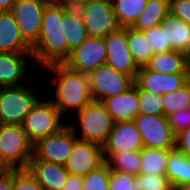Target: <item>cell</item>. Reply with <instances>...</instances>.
<instances>
[{
    "mask_svg": "<svg viewBox=\"0 0 190 190\" xmlns=\"http://www.w3.org/2000/svg\"><path fill=\"white\" fill-rule=\"evenodd\" d=\"M41 70H43L42 73L46 70L48 72L49 70V72L53 75H50L51 79L49 82H51L49 86L53 85L54 87H48V93L50 94L46 93L44 89L40 90V86L36 87H39V91H43L47 94L46 97L54 103L61 116L64 119H68L67 122L70 119L69 115H74L92 101L89 91L88 76L86 74L72 70L63 63L50 64L43 67ZM50 90H52L51 92L53 94Z\"/></svg>",
    "mask_w": 190,
    "mask_h": 190,
    "instance_id": "1",
    "label": "cell"
},
{
    "mask_svg": "<svg viewBox=\"0 0 190 190\" xmlns=\"http://www.w3.org/2000/svg\"><path fill=\"white\" fill-rule=\"evenodd\" d=\"M62 9L51 0L43 12L40 36L32 46L34 67L38 70L54 63H64L67 59V44L63 42ZM37 63V64H36Z\"/></svg>",
    "mask_w": 190,
    "mask_h": 190,
    "instance_id": "2",
    "label": "cell"
},
{
    "mask_svg": "<svg viewBox=\"0 0 190 190\" xmlns=\"http://www.w3.org/2000/svg\"><path fill=\"white\" fill-rule=\"evenodd\" d=\"M75 115L67 123L75 137L82 141L103 146L115 123L105 106L100 101L92 100ZM73 119L75 120L74 122Z\"/></svg>",
    "mask_w": 190,
    "mask_h": 190,
    "instance_id": "3",
    "label": "cell"
},
{
    "mask_svg": "<svg viewBox=\"0 0 190 190\" xmlns=\"http://www.w3.org/2000/svg\"><path fill=\"white\" fill-rule=\"evenodd\" d=\"M33 143L22 125L0 123V169H27Z\"/></svg>",
    "mask_w": 190,
    "mask_h": 190,
    "instance_id": "4",
    "label": "cell"
},
{
    "mask_svg": "<svg viewBox=\"0 0 190 190\" xmlns=\"http://www.w3.org/2000/svg\"><path fill=\"white\" fill-rule=\"evenodd\" d=\"M0 88V123L22 125L32 107L42 97L36 84ZM35 85V86H34Z\"/></svg>",
    "mask_w": 190,
    "mask_h": 190,
    "instance_id": "5",
    "label": "cell"
},
{
    "mask_svg": "<svg viewBox=\"0 0 190 190\" xmlns=\"http://www.w3.org/2000/svg\"><path fill=\"white\" fill-rule=\"evenodd\" d=\"M66 124L67 119L61 116L54 103L43 93L25 117L22 127L34 144L41 138L57 133Z\"/></svg>",
    "mask_w": 190,
    "mask_h": 190,
    "instance_id": "6",
    "label": "cell"
},
{
    "mask_svg": "<svg viewBox=\"0 0 190 190\" xmlns=\"http://www.w3.org/2000/svg\"><path fill=\"white\" fill-rule=\"evenodd\" d=\"M89 91L93 101H102L129 90L135 84V78L111 68L100 65L88 75Z\"/></svg>",
    "mask_w": 190,
    "mask_h": 190,
    "instance_id": "7",
    "label": "cell"
},
{
    "mask_svg": "<svg viewBox=\"0 0 190 190\" xmlns=\"http://www.w3.org/2000/svg\"><path fill=\"white\" fill-rule=\"evenodd\" d=\"M51 0H17L12 13L22 38L32 47L40 36L43 12Z\"/></svg>",
    "mask_w": 190,
    "mask_h": 190,
    "instance_id": "8",
    "label": "cell"
},
{
    "mask_svg": "<svg viewBox=\"0 0 190 190\" xmlns=\"http://www.w3.org/2000/svg\"><path fill=\"white\" fill-rule=\"evenodd\" d=\"M76 139L72 129L66 124L57 133L36 141L31 159L65 164Z\"/></svg>",
    "mask_w": 190,
    "mask_h": 190,
    "instance_id": "9",
    "label": "cell"
},
{
    "mask_svg": "<svg viewBox=\"0 0 190 190\" xmlns=\"http://www.w3.org/2000/svg\"><path fill=\"white\" fill-rule=\"evenodd\" d=\"M133 122L141 134L144 147L175 148L176 135L172 132L166 116L138 114Z\"/></svg>",
    "mask_w": 190,
    "mask_h": 190,
    "instance_id": "10",
    "label": "cell"
},
{
    "mask_svg": "<svg viewBox=\"0 0 190 190\" xmlns=\"http://www.w3.org/2000/svg\"><path fill=\"white\" fill-rule=\"evenodd\" d=\"M82 20L88 37L104 38L121 28L110 0H87Z\"/></svg>",
    "mask_w": 190,
    "mask_h": 190,
    "instance_id": "11",
    "label": "cell"
},
{
    "mask_svg": "<svg viewBox=\"0 0 190 190\" xmlns=\"http://www.w3.org/2000/svg\"><path fill=\"white\" fill-rule=\"evenodd\" d=\"M106 45L103 37H87L70 52L64 61L68 68L88 75L100 65L106 64Z\"/></svg>",
    "mask_w": 190,
    "mask_h": 190,
    "instance_id": "12",
    "label": "cell"
},
{
    "mask_svg": "<svg viewBox=\"0 0 190 190\" xmlns=\"http://www.w3.org/2000/svg\"><path fill=\"white\" fill-rule=\"evenodd\" d=\"M33 60L34 59L32 53L0 52V88L20 86L27 84L26 82L29 80V82L35 83V79L33 81L31 79H28L34 75V73L30 74L35 69L33 68ZM31 68L33 70L30 72L29 70H31Z\"/></svg>",
    "mask_w": 190,
    "mask_h": 190,
    "instance_id": "13",
    "label": "cell"
},
{
    "mask_svg": "<svg viewBox=\"0 0 190 190\" xmlns=\"http://www.w3.org/2000/svg\"><path fill=\"white\" fill-rule=\"evenodd\" d=\"M106 64L116 71L136 78L139 67L133 60L127 44V27L104 37Z\"/></svg>",
    "mask_w": 190,
    "mask_h": 190,
    "instance_id": "14",
    "label": "cell"
},
{
    "mask_svg": "<svg viewBox=\"0 0 190 190\" xmlns=\"http://www.w3.org/2000/svg\"><path fill=\"white\" fill-rule=\"evenodd\" d=\"M104 162L102 146L76 139L68 160L64 165L69 174L86 176Z\"/></svg>",
    "mask_w": 190,
    "mask_h": 190,
    "instance_id": "15",
    "label": "cell"
},
{
    "mask_svg": "<svg viewBox=\"0 0 190 190\" xmlns=\"http://www.w3.org/2000/svg\"><path fill=\"white\" fill-rule=\"evenodd\" d=\"M102 147L106 161L113 153L140 151L143 148V140L133 121L115 122Z\"/></svg>",
    "mask_w": 190,
    "mask_h": 190,
    "instance_id": "16",
    "label": "cell"
},
{
    "mask_svg": "<svg viewBox=\"0 0 190 190\" xmlns=\"http://www.w3.org/2000/svg\"><path fill=\"white\" fill-rule=\"evenodd\" d=\"M190 81L189 73L162 74L144 66L139 67L135 78V83L142 89L157 95L174 92Z\"/></svg>",
    "mask_w": 190,
    "mask_h": 190,
    "instance_id": "17",
    "label": "cell"
},
{
    "mask_svg": "<svg viewBox=\"0 0 190 190\" xmlns=\"http://www.w3.org/2000/svg\"><path fill=\"white\" fill-rule=\"evenodd\" d=\"M27 170L43 190H61L69 175L64 164L39 159H30Z\"/></svg>",
    "mask_w": 190,
    "mask_h": 190,
    "instance_id": "18",
    "label": "cell"
},
{
    "mask_svg": "<svg viewBox=\"0 0 190 190\" xmlns=\"http://www.w3.org/2000/svg\"><path fill=\"white\" fill-rule=\"evenodd\" d=\"M114 122L133 121L139 114L138 85L129 90L101 101Z\"/></svg>",
    "mask_w": 190,
    "mask_h": 190,
    "instance_id": "19",
    "label": "cell"
},
{
    "mask_svg": "<svg viewBox=\"0 0 190 190\" xmlns=\"http://www.w3.org/2000/svg\"><path fill=\"white\" fill-rule=\"evenodd\" d=\"M164 29L165 52L169 50L190 52V25L169 12L159 24Z\"/></svg>",
    "mask_w": 190,
    "mask_h": 190,
    "instance_id": "20",
    "label": "cell"
},
{
    "mask_svg": "<svg viewBox=\"0 0 190 190\" xmlns=\"http://www.w3.org/2000/svg\"><path fill=\"white\" fill-rule=\"evenodd\" d=\"M0 52L32 53L10 11H0Z\"/></svg>",
    "mask_w": 190,
    "mask_h": 190,
    "instance_id": "21",
    "label": "cell"
},
{
    "mask_svg": "<svg viewBox=\"0 0 190 190\" xmlns=\"http://www.w3.org/2000/svg\"><path fill=\"white\" fill-rule=\"evenodd\" d=\"M144 67L162 74L189 73L187 54L176 50L153 54Z\"/></svg>",
    "mask_w": 190,
    "mask_h": 190,
    "instance_id": "22",
    "label": "cell"
},
{
    "mask_svg": "<svg viewBox=\"0 0 190 190\" xmlns=\"http://www.w3.org/2000/svg\"><path fill=\"white\" fill-rule=\"evenodd\" d=\"M165 177L173 190L190 183V157L173 148L168 155Z\"/></svg>",
    "mask_w": 190,
    "mask_h": 190,
    "instance_id": "23",
    "label": "cell"
},
{
    "mask_svg": "<svg viewBox=\"0 0 190 190\" xmlns=\"http://www.w3.org/2000/svg\"><path fill=\"white\" fill-rule=\"evenodd\" d=\"M169 12L170 0H147L146 6L131 28L142 32L149 28L159 26L162 19Z\"/></svg>",
    "mask_w": 190,
    "mask_h": 190,
    "instance_id": "24",
    "label": "cell"
},
{
    "mask_svg": "<svg viewBox=\"0 0 190 190\" xmlns=\"http://www.w3.org/2000/svg\"><path fill=\"white\" fill-rule=\"evenodd\" d=\"M173 148L158 149L144 147L140 150V169L142 174L166 175L169 152Z\"/></svg>",
    "mask_w": 190,
    "mask_h": 190,
    "instance_id": "25",
    "label": "cell"
},
{
    "mask_svg": "<svg viewBox=\"0 0 190 190\" xmlns=\"http://www.w3.org/2000/svg\"><path fill=\"white\" fill-rule=\"evenodd\" d=\"M63 42L67 44V58L70 52L77 48L87 37V31L82 19H77L62 11Z\"/></svg>",
    "mask_w": 190,
    "mask_h": 190,
    "instance_id": "26",
    "label": "cell"
},
{
    "mask_svg": "<svg viewBox=\"0 0 190 190\" xmlns=\"http://www.w3.org/2000/svg\"><path fill=\"white\" fill-rule=\"evenodd\" d=\"M147 0H111L112 9L121 28L131 27L146 6Z\"/></svg>",
    "mask_w": 190,
    "mask_h": 190,
    "instance_id": "27",
    "label": "cell"
},
{
    "mask_svg": "<svg viewBox=\"0 0 190 190\" xmlns=\"http://www.w3.org/2000/svg\"><path fill=\"white\" fill-rule=\"evenodd\" d=\"M127 44L133 60L138 67L145 66L153 56L151 47L141 31L127 27Z\"/></svg>",
    "mask_w": 190,
    "mask_h": 190,
    "instance_id": "28",
    "label": "cell"
},
{
    "mask_svg": "<svg viewBox=\"0 0 190 190\" xmlns=\"http://www.w3.org/2000/svg\"><path fill=\"white\" fill-rule=\"evenodd\" d=\"M105 162L110 170L137 175L140 169V151L113 153Z\"/></svg>",
    "mask_w": 190,
    "mask_h": 190,
    "instance_id": "29",
    "label": "cell"
},
{
    "mask_svg": "<svg viewBox=\"0 0 190 190\" xmlns=\"http://www.w3.org/2000/svg\"><path fill=\"white\" fill-rule=\"evenodd\" d=\"M163 115L190 108V81L182 88L162 95Z\"/></svg>",
    "mask_w": 190,
    "mask_h": 190,
    "instance_id": "30",
    "label": "cell"
},
{
    "mask_svg": "<svg viewBox=\"0 0 190 190\" xmlns=\"http://www.w3.org/2000/svg\"><path fill=\"white\" fill-rule=\"evenodd\" d=\"M110 169L106 162L83 176V190H110Z\"/></svg>",
    "mask_w": 190,
    "mask_h": 190,
    "instance_id": "31",
    "label": "cell"
},
{
    "mask_svg": "<svg viewBox=\"0 0 190 190\" xmlns=\"http://www.w3.org/2000/svg\"><path fill=\"white\" fill-rule=\"evenodd\" d=\"M139 114L163 115L162 95H157L138 86Z\"/></svg>",
    "mask_w": 190,
    "mask_h": 190,
    "instance_id": "32",
    "label": "cell"
},
{
    "mask_svg": "<svg viewBox=\"0 0 190 190\" xmlns=\"http://www.w3.org/2000/svg\"><path fill=\"white\" fill-rule=\"evenodd\" d=\"M133 190H173L165 176L159 174L135 175Z\"/></svg>",
    "mask_w": 190,
    "mask_h": 190,
    "instance_id": "33",
    "label": "cell"
},
{
    "mask_svg": "<svg viewBox=\"0 0 190 190\" xmlns=\"http://www.w3.org/2000/svg\"><path fill=\"white\" fill-rule=\"evenodd\" d=\"M13 190H43L27 169H14Z\"/></svg>",
    "mask_w": 190,
    "mask_h": 190,
    "instance_id": "34",
    "label": "cell"
},
{
    "mask_svg": "<svg viewBox=\"0 0 190 190\" xmlns=\"http://www.w3.org/2000/svg\"><path fill=\"white\" fill-rule=\"evenodd\" d=\"M135 175L110 170L109 188L110 190H133Z\"/></svg>",
    "mask_w": 190,
    "mask_h": 190,
    "instance_id": "35",
    "label": "cell"
},
{
    "mask_svg": "<svg viewBox=\"0 0 190 190\" xmlns=\"http://www.w3.org/2000/svg\"><path fill=\"white\" fill-rule=\"evenodd\" d=\"M142 32L146 41H148L153 54L165 52L164 29H161L160 26H156Z\"/></svg>",
    "mask_w": 190,
    "mask_h": 190,
    "instance_id": "36",
    "label": "cell"
},
{
    "mask_svg": "<svg viewBox=\"0 0 190 190\" xmlns=\"http://www.w3.org/2000/svg\"><path fill=\"white\" fill-rule=\"evenodd\" d=\"M166 117L175 135L190 127V108L173 112Z\"/></svg>",
    "mask_w": 190,
    "mask_h": 190,
    "instance_id": "37",
    "label": "cell"
},
{
    "mask_svg": "<svg viewBox=\"0 0 190 190\" xmlns=\"http://www.w3.org/2000/svg\"><path fill=\"white\" fill-rule=\"evenodd\" d=\"M61 7L62 11L77 19L83 18L87 0H54Z\"/></svg>",
    "mask_w": 190,
    "mask_h": 190,
    "instance_id": "38",
    "label": "cell"
},
{
    "mask_svg": "<svg viewBox=\"0 0 190 190\" xmlns=\"http://www.w3.org/2000/svg\"><path fill=\"white\" fill-rule=\"evenodd\" d=\"M170 12L190 25V0H170Z\"/></svg>",
    "mask_w": 190,
    "mask_h": 190,
    "instance_id": "39",
    "label": "cell"
},
{
    "mask_svg": "<svg viewBox=\"0 0 190 190\" xmlns=\"http://www.w3.org/2000/svg\"><path fill=\"white\" fill-rule=\"evenodd\" d=\"M175 148L190 157V127L176 135Z\"/></svg>",
    "mask_w": 190,
    "mask_h": 190,
    "instance_id": "40",
    "label": "cell"
},
{
    "mask_svg": "<svg viewBox=\"0 0 190 190\" xmlns=\"http://www.w3.org/2000/svg\"><path fill=\"white\" fill-rule=\"evenodd\" d=\"M14 169H0V190H13Z\"/></svg>",
    "mask_w": 190,
    "mask_h": 190,
    "instance_id": "41",
    "label": "cell"
},
{
    "mask_svg": "<svg viewBox=\"0 0 190 190\" xmlns=\"http://www.w3.org/2000/svg\"><path fill=\"white\" fill-rule=\"evenodd\" d=\"M61 190H83V176L69 174Z\"/></svg>",
    "mask_w": 190,
    "mask_h": 190,
    "instance_id": "42",
    "label": "cell"
},
{
    "mask_svg": "<svg viewBox=\"0 0 190 190\" xmlns=\"http://www.w3.org/2000/svg\"><path fill=\"white\" fill-rule=\"evenodd\" d=\"M17 0H0V11H10Z\"/></svg>",
    "mask_w": 190,
    "mask_h": 190,
    "instance_id": "43",
    "label": "cell"
},
{
    "mask_svg": "<svg viewBox=\"0 0 190 190\" xmlns=\"http://www.w3.org/2000/svg\"><path fill=\"white\" fill-rule=\"evenodd\" d=\"M187 62H188V72L190 77V52L187 54Z\"/></svg>",
    "mask_w": 190,
    "mask_h": 190,
    "instance_id": "44",
    "label": "cell"
},
{
    "mask_svg": "<svg viewBox=\"0 0 190 190\" xmlns=\"http://www.w3.org/2000/svg\"><path fill=\"white\" fill-rule=\"evenodd\" d=\"M179 190H190V183L185 184Z\"/></svg>",
    "mask_w": 190,
    "mask_h": 190,
    "instance_id": "45",
    "label": "cell"
}]
</instances>
